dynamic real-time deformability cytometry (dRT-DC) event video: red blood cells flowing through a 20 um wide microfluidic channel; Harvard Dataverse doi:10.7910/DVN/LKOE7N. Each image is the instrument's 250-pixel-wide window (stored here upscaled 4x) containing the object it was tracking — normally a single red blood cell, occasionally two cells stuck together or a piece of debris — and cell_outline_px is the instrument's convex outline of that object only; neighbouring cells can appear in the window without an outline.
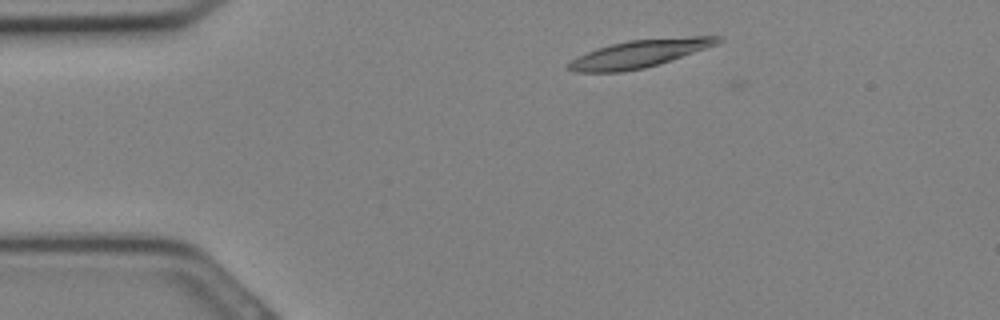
{"species": "Egyptian fruit bat (a non-hibernating species)", "species_latin": "Rousettus aegyptiacus", "temperature_condition": "cold", "stored_images_in_passage": 18, "camera_frame_rate_fps": 3000, "um_per_image_px": 0.085, "animal": {"sex": "female"}, "frame": {"image": 1, "passage_image": 3, "time_ms": 0.667, "image_size_px": [1000, 320], "cell_outline_px": [[724, 40], [720, 44], [644, 68], [620, 72], [576, 72], [568, 68], [568, 64], [572, 60], [596, 48], [628, 40], [692, 36], [720, 36]], "centroid_in_image_um": [54.41, 4.55], "position_along_channel_um": 30.6, "area_um2": 23.76}}
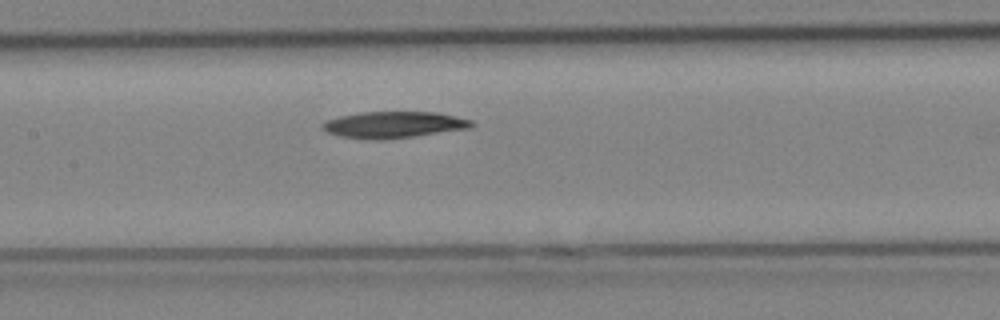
{"frame": {"image": 2, "passage_image": 12, "time_ms": 3.667, "image_size_px": [1000, 320], "cell_outline_px": [[476, 124], [468, 128], [412, 136], [380, 140], [340, 136], [328, 132], [320, 128], [320, 124], [324, 120], [340, 116], [360, 112], [436, 112], [456, 116], [472, 120]], "centroid_in_image_um": [33.42, 10.59], "position_along_channel_um": 174.0, "area_um2": 22.83}}
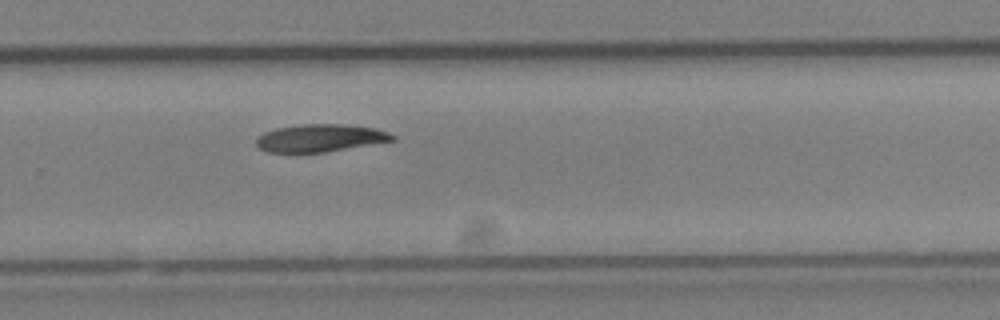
{"frame": {"image": 3, "passage_image": 18, "time_ms": 5.667, "image_size_px": [1000, 320], "cell_outline_px": [[396, 140], [324, 152], [268, 152], [260, 148], [256, 144], [256, 136], [264, 132], [276, 128], [300, 124], [344, 124], [376, 128], [388, 132], [396, 136]], "centroid_in_image_um": [27.21, 11.72], "position_along_channel_um": 302.6, "area_um2": 21.91}}